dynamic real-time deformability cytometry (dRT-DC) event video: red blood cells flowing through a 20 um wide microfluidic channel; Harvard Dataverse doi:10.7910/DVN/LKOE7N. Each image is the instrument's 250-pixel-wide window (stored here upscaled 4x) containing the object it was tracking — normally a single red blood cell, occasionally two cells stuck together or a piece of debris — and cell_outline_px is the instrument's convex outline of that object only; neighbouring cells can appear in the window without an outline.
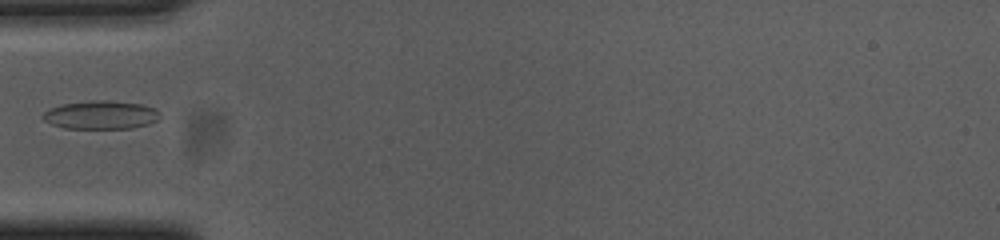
{"species": "common noctule bat (a hibernating species)", "species_latin": "Nyctalus noctula", "temperature_condition": "cold", "stored_images_in_passage": 38, "camera_frame_rate_fps": 3000, "um_per_image_px": 0.085, "animal": {"sex": "female", "body_mass_g": 23.0, "forearm_length_mm": 53.4}, "frame": {"image": 1, "passage_image": 1, "time_ms": 0.0, "image_size_px": [1000, 240], "cell_outline_px": [[160, 116], [156, 120], [148, 124], [132, 128], [64, 128], [52, 124], [44, 120], [40, 116], [48, 108], [64, 104], [92, 100], [108, 100], [140, 104], [152, 108], [160, 112]], "centroid_in_image_um": [8.54, 9.76], "position_along_channel_um": 76.5, "area_um2": 19.25}}